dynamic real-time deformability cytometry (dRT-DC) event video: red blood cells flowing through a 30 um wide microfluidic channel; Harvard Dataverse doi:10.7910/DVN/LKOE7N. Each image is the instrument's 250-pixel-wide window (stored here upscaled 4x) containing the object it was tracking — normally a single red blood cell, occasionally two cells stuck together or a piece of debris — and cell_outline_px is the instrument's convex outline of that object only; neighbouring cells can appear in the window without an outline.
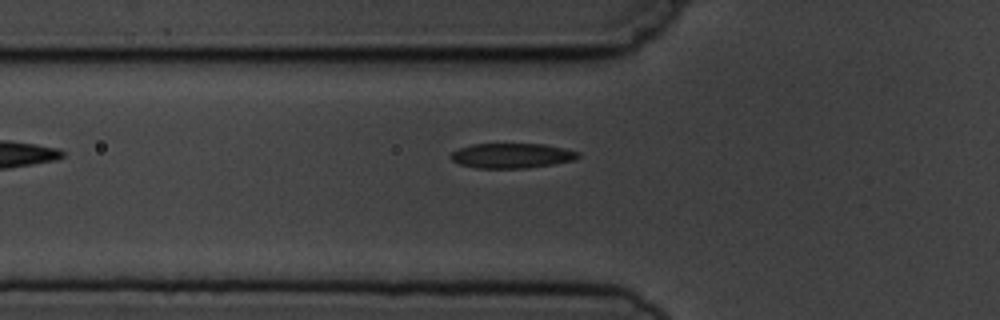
{"species": "common noctule bat (a hibernating species)", "species_latin": "Nyctalus noctula", "temperature_condition": "cold", "stored_images_in_passage": 8, "camera_frame_rate_fps": 3000, "um_per_image_px": 0.085, "animal": {"sex": "male", "body_mass_g": 19.5, "forearm_length_mm": 54.6}, "frame": {"image": 1, "passage_image": 6, "time_ms": 6.0, "image_size_px": [1000, 320], "cell_outline_px": [[580, 156], [576, 160], [528, 168], [476, 168], [460, 164], [452, 160], [448, 156], [452, 152], [460, 148], [472, 144], [544, 144], [564, 148], [580, 152]], "centroid_in_image_um": [43.52, 13.23], "position_along_channel_um": 82.3, "area_um2": 18.55}}
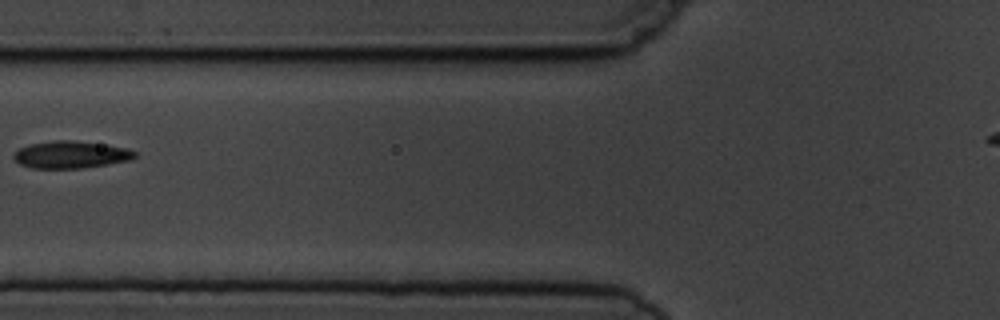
{"frame": {"image": 2, "passage_image": 7, "time_ms": 7.0, "image_size_px": [1000, 320], "cell_outline_px": [[136, 156], [128, 160], [108, 164], [80, 168], [32, 168], [20, 164], [12, 156], [12, 152], [28, 144], [56, 140], [72, 140], [128, 148], [136, 152]], "centroid_in_image_um": [5.97, 13.14], "position_along_channel_um": 119.8, "area_um2": 19.07}}
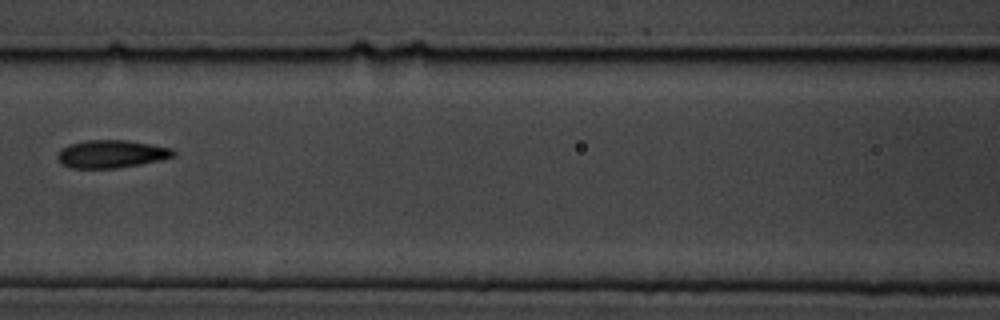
{"frame": {"image": 3, "passage_image": 8, "time_ms": 8.0, "image_size_px": [1000, 320], "cell_outline_px": [[176, 156], [160, 160], [140, 164], [116, 168], [72, 168], [60, 164], [56, 156], [56, 152], [60, 148], [68, 144], [84, 140], [128, 140], [152, 144], [172, 148], [176, 152]], "centroid_in_image_um": [9.43, 13.08], "position_along_channel_um": 157.2, "area_um2": 19.13}}